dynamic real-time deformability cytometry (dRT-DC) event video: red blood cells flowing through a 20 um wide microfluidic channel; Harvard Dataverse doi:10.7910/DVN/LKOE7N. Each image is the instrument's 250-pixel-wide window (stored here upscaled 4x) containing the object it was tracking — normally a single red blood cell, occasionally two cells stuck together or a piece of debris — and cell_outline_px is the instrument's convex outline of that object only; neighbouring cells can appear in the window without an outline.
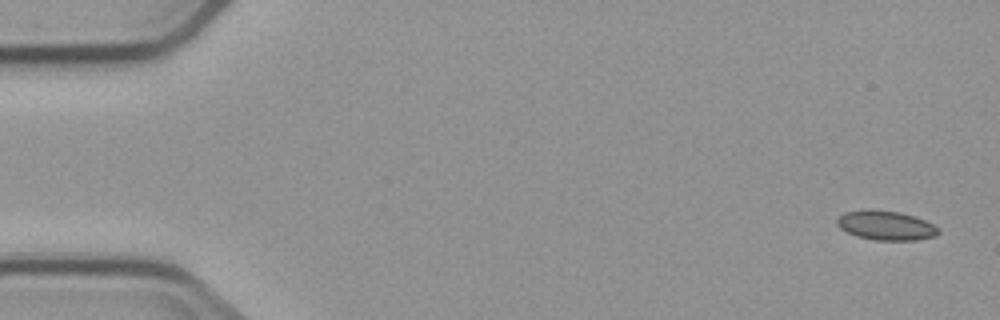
{"species": "common noctule bat (a hibernating species)", "species_latin": "Nyctalus noctula", "temperature_condition": "cold", "stored_images_in_passage": 6, "segment_of_instrument_passage": [1, 2], "camera_frame_rate_fps": 3000, "um_per_image_px": 0.085, "animal": {"sex": "male", "body_mass_g": 23.1, "forearm_length_mm": 52.7}, "frame": {"image": 1, "passage_image": 1, "time_ms": 0.0, "image_size_px": [1000, 320], "cell_outline_px": [[940, 232], [936, 236], [916, 240], [872, 240], [856, 236], [840, 228], [836, 224], [836, 220], [844, 212], [900, 212], [924, 220], [932, 224]], "centroid_in_image_um": [75.32, 19.21], "position_along_channel_um": 9.7, "area_um2": 16.59}}